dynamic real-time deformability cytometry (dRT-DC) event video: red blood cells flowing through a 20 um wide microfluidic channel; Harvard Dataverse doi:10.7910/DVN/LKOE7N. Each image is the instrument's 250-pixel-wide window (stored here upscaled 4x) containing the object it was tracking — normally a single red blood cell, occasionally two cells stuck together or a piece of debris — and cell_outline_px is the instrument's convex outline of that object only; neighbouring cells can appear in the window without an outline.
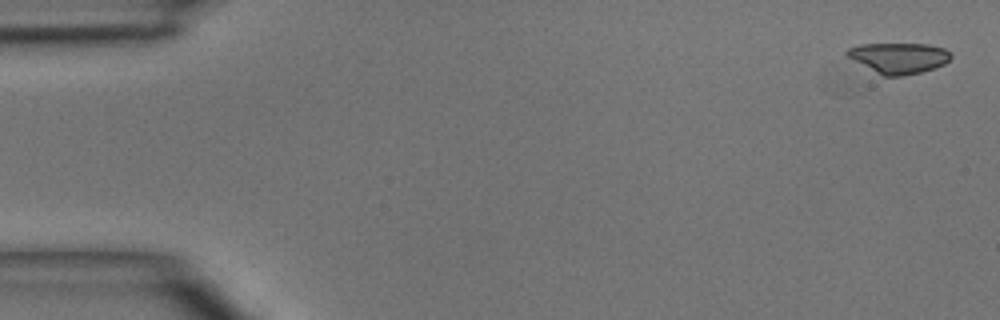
{"species": "common noctule bat (a hibernating species)", "species_latin": "Nyctalus noctula", "temperature_condition": "room temperature", "stored_images_in_passage": 5, "camera_frame_rate_fps": 3000, "um_per_image_px": 0.085, "animal": {"sex": "male", "body_mass_g": 15.6}, "frame": {"image": 1, "passage_image": 1, "time_ms": 0.0, "image_size_px": [1000, 320], "cell_outline_px": [[952, 56], [944, 64], [920, 72], [904, 76], [884, 76], [848, 56], [844, 52], [848, 48], [860, 44], [928, 44], [944, 48], [952, 52]], "centroid_in_image_um": [76.43, 4.91], "position_along_channel_um": 8.6, "area_um2": 18.26}}